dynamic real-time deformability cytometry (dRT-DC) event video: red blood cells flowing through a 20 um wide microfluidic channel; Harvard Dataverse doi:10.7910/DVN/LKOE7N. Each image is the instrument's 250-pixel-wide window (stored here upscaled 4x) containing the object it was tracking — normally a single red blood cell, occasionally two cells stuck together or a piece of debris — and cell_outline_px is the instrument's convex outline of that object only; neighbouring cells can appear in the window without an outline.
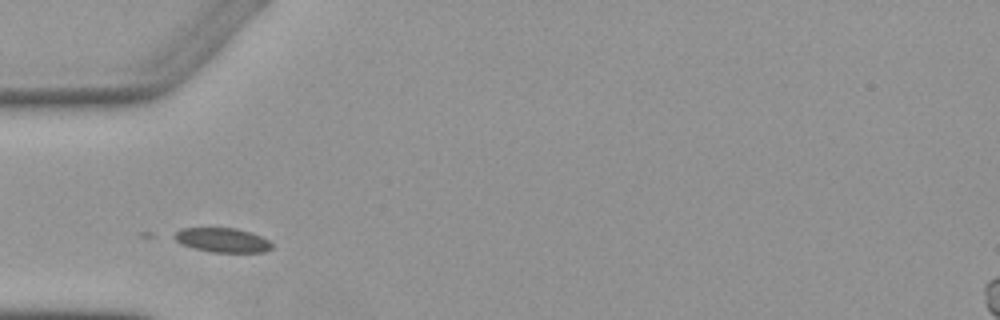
{"species": "Egyptian fruit bat (a non-hibernating species)", "species_latin": "Rousettus aegyptiacus", "temperature_condition": "warm", "stored_images_in_passage": 3, "camera_frame_rate_fps": 3000, "um_per_image_px": 0.085, "animal": {"sex": "female"}, "frame": {"image": 1, "passage_image": 1, "time_ms": 0.0, "image_size_px": [1000, 320], "cell_outline_px": [[272, 248], [264, 252], [212, 252], [192, 248], [180, 244], [168, 236], [180, 228], [236, 228], [252, 232], [268, 240], [272, 244]], "centroid_in_image_um": [18.81, 20.4], "position_along_channel_um": 66.2, "area_um2": 14.16}}
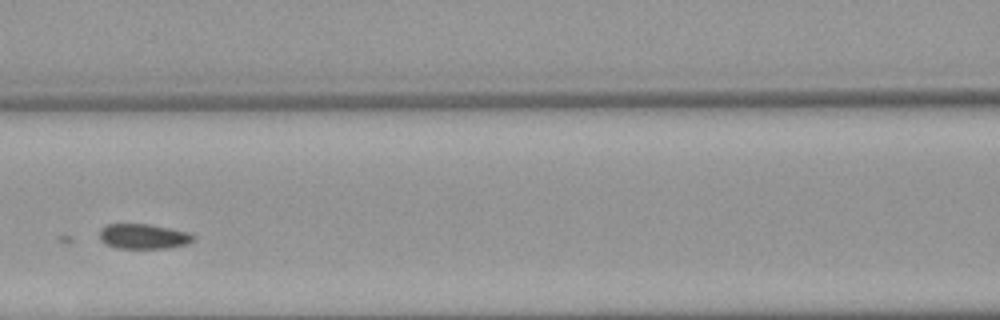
{"frame": {"image": 2, "passage_image": 3, "time_ms": 2.333, "image_size_px": [1000, 320], "cell_outline_px": [[196, 236], [188, 244], [168, 248], [116, 248], [104, 244], [100, 240], [100, 228], [104, 224], [148, 224], [188, 232]], "centroid_in_image_um": [12.15, 20.09], "position_along_channel_um": 154.4, "area_um2": 13.76}}